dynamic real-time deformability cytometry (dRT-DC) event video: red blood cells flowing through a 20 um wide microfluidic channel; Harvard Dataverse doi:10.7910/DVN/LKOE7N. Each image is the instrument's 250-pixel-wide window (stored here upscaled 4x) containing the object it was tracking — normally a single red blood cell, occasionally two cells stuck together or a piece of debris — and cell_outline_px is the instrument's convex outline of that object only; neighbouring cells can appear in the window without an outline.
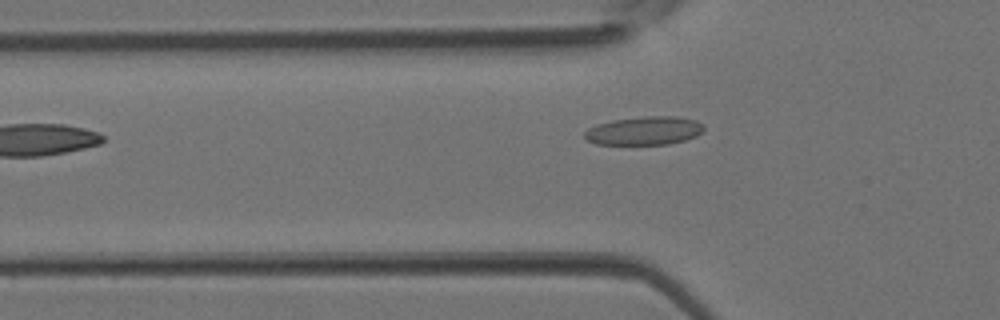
{"species": "Egyptian fruit bat (a non-hibernating species)", "species_latin": "Rousettus aegyptiacus", "temperature_condition": "room temperature", "stored_images_in_passage": 3, "camera_frame_rate_fps": 3000, "um_per_image_px": 0.085, "animal": {"sex": "female"}, "frame": {"image": 1, "passage_image": 3, "time_ms": 0.667, "image_size_px": [1000, 320], "cell_outline_px": [[704, 128], [696, 136], [684, 140], [668, 144], [596, 144], [588, 140], [584, 136], [584, 132], [588, 128], [596, 124], [612, 120], [644, 116], [676, 116], [696, 120], [704, 124]], "centroid_in_image_um": [54.76, 11.1], "position_along_channel_um": 71.0, "area_um2": 19.77}}